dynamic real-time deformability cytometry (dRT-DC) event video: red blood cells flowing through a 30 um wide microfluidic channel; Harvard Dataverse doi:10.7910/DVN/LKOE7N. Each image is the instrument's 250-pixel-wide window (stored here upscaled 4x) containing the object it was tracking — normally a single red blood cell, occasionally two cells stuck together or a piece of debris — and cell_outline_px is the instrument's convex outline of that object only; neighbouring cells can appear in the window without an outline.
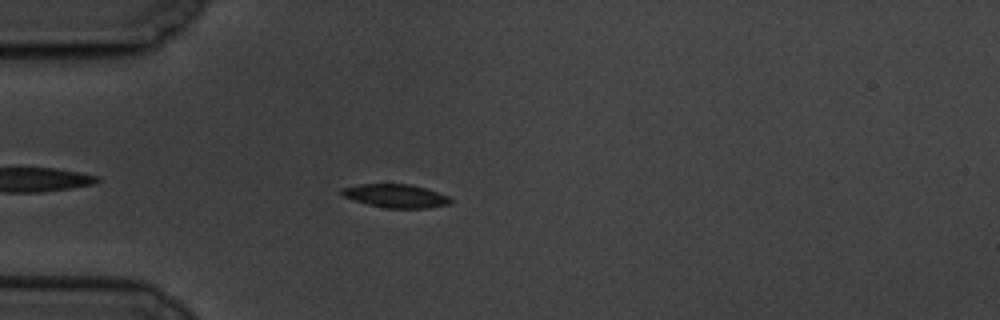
{"species": "common noctule bat (a hibernating species)", "species_latin": "Nyctalus noctula", "temperature_condition": "cold", "stored_images_in_passage": 4, "camera_frame_rate_fps": 3000, "um_per_image_px": 0.085, "animal": {"sex": "male", "body_mass_g": 19.5, "forearm_length_mm": 54.6}, "frame": {"image": 1, "passage_image": 4, "time_ms": 3.333, "image_size_px": [1000, 320], "cell_outline_px": [[452, 204], [428, 208], [384, 208], [368, 204], [344, 196], [340, 192], [344, 188], [360, 184], [412, 184], [448, 196], [452, 200]], "centroid_in_image_um": [33.69, 16.66], "position_along_channel_um": 51.3, "area_um2": 14.68}}